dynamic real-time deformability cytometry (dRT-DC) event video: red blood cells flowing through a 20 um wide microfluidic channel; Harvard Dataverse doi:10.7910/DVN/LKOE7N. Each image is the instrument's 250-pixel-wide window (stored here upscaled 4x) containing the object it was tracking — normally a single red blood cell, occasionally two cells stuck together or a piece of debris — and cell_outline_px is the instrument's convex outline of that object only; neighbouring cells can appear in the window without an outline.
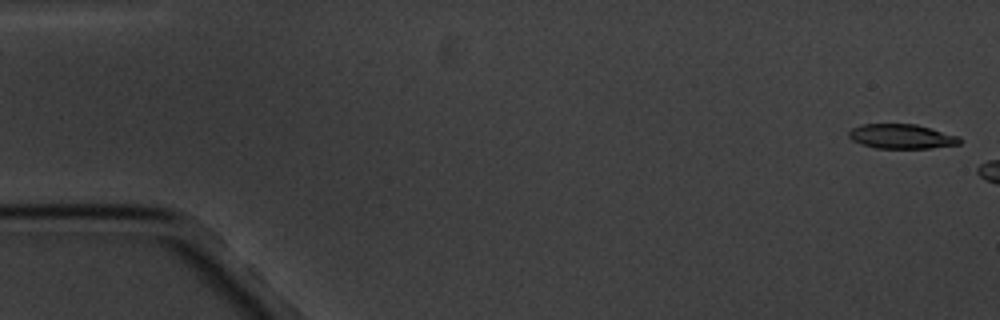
{"species": "common noctule bat (a hibernating species)", "species_latin": "Nyctalus noctula", "temperature_condition": "cold", "stored_images_in_passage": 3, "camera_frame_rate_fps": 3000, "um_per_image_px": 0.085, "animal": {"sex": "male", "body_mass_g": 20.1, "forearm_length_mm": 53.5}, "frame": {"image": 1, "passage_image": 1, "time_ms": 0.0, "image_size_px": [1000, 320], "cell_outline_px": [[964, 140], [960, 144], [928, 148], [876, 148], [860, 144], [852, 140], [848, 136], [848, 132], [852, 128], [864, 124], [916, 124], [960, 136]], "centroid_in_image_um": [76.66, 11.6], "position_along_channel_um": 8.3, "area_um2": 15.95}}